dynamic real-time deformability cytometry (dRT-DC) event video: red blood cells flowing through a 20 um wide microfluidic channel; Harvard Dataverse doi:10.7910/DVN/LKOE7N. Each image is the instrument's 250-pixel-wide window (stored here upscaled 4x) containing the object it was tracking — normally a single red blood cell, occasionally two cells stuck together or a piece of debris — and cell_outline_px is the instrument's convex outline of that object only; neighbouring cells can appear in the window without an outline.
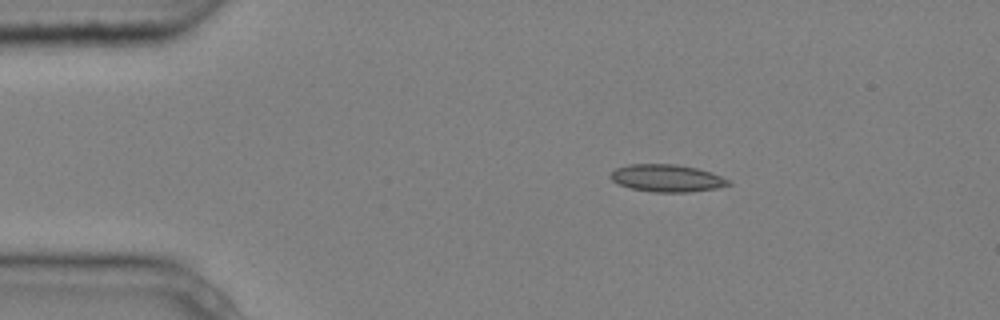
{"species": "common noctule bat (a hibernating species)", "species_latin": "Nyctalus noctula", "temperature_condition": "cold", "stored_images_in_passage": 5, "camera_frame_rate_fps": 3000, "um_per_image_px": 0.085, "animal": {"sex": "male", "body_mass_g": 20.4}, "frame": {"image": 1, "passage_image": 2, "time_ms": 0.333, "image_size_px": [1000, 320], "cell_outline_px": [[732, 184], [716, 188], [688, 192], [652, 192], [632, 188], [620, 184], [612, 180], [608, 176], [616, 168], [628, 164], [676, 164], [696, 168], [712, 172], [732, 180]], "centroid_in_image_um": [56.72, 15.14], "position_along_channel_um": 28.3, "area_um2": 18.84}}
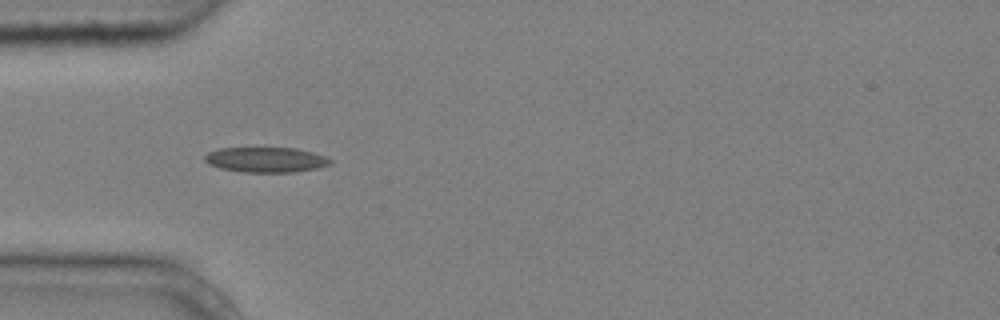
{"frame": {"image": 2, "passage_image": 4, "time_ms": 1.0, "image_size_px": [1000, 320], "cell_outline_px": [[332, 164], [316, 168], [296, 172], [240, 172], [220, 168], [208, 164], [204, 160], [204, 156], [208, 152], [220, 148], [296, 148], [312, 152], [324, 156], [332, 160]], "centroid_in_image_um": [22.58, 13.58], "position_along_channel_um": 62.4, "area_um2": 18.44}}
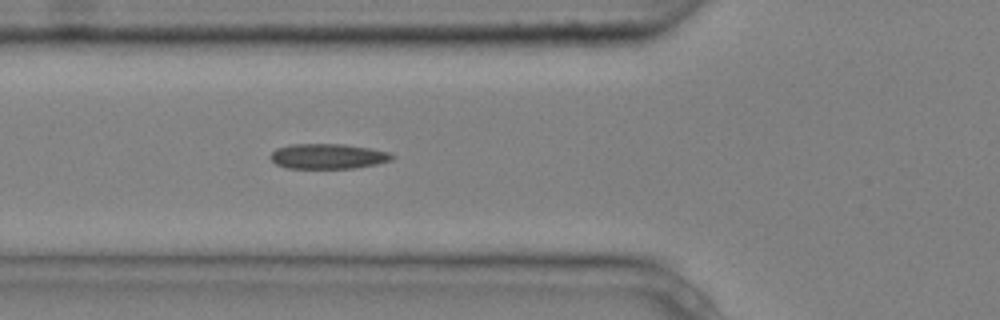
{"frame": {"image": 3, "passage_image": 5, "time_ms": 1.333, "image_size_px": [1000, 320], "cell_outline_px": [[396, 156], [392, 160], [376, 164], [352, 168], [288, 168], [276, 164], [272, 160], [272, 152], [276, 148], [292, 144], [344, 144], [368, 148], [388, 152]], "centroid_in_image_um": [27.89, 13.28], "position_along_channel_um": 97.9, "area_um2": 17.63}}